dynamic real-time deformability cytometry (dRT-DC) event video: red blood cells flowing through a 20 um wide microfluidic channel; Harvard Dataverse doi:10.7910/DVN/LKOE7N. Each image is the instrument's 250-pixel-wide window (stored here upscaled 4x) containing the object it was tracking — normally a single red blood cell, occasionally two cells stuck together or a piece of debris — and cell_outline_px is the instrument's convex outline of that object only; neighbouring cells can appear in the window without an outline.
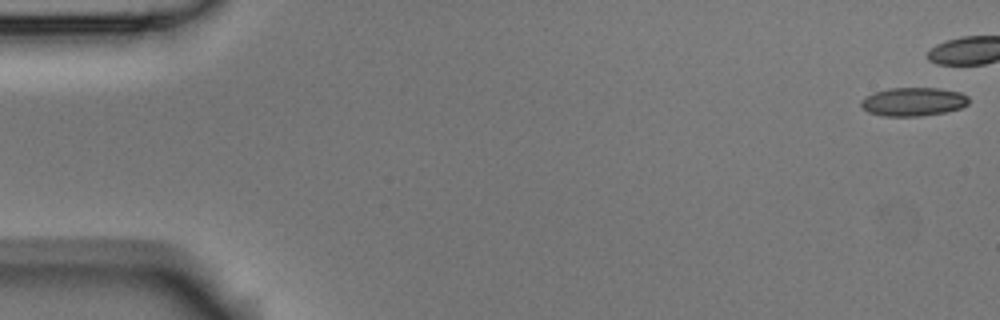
{"species": "Egyptian fruit bat (a non-hibernating species)", "species_latin": "Rousettus aegyptiacus", "temperature_condition": "room temperature", "stored_images_in_passage": 42, "camera_frame_rate_fps": 3000, "um_per_image_px": 0.085, "animal": {"sex": "male"}, "frame": {"image": 1, "passage_image": 1, "time_ms": 0.0, "image_size_px": [1000, 320], "cell_outline_px": [[968, 104], [960, 108], [944, 112], [920, 116], [884, 116], [868, 112], [860, 104], [860, 100], [872, 92], [888, 88], [936, 88], [960, 92], [968, 96]], "centroid_in_image_um": [77.6, 8.64], "position_along_channel_um": 7.4, "area_um2": 17.92}}
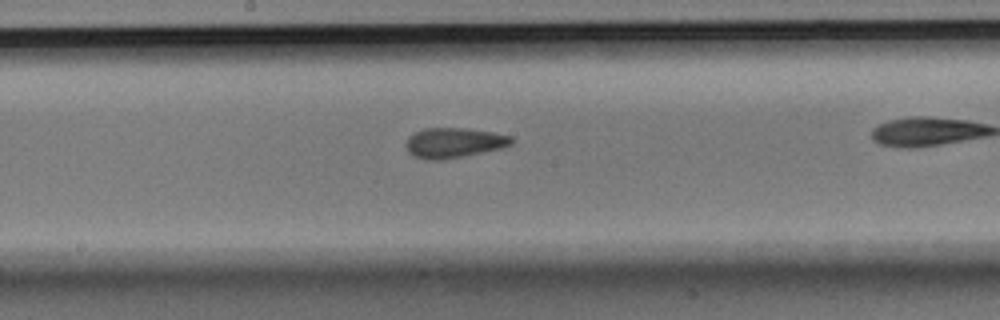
{"frame": {"image": 2, "passage_image": 28, "time_ms": 9.0, "image_size_px": [1000, 320], "cell_outline_px": [[516, 140], [512, 144], [500, 148], [464, 156], [440, 160], [424, 160], [412, 156], [408, 152], [404, 144], [408, 136], [412, 132], [424, 128], [468, 128], [492, 132], [512, 136]], "centroid_in_image_um": [38.53, 12.13], "position_along_channel_um": 209.7, "area_um2": 18.84}}
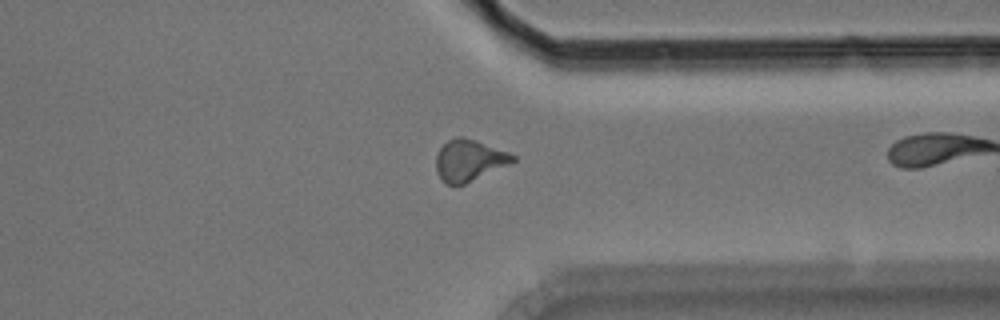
{"frame": {"image": 3, "passage_image": 41, "time_ms": 13.333, "image_size_px": [1000, 320], "cell_outline_px": [[516, 160], [508, 164], [464, 184], [444, 184], [436, 172], [436, 152], [448, 140], [456, 136], [464, 136], [476, 140], [508, 152], [516, 156]], "centroid_in_image_um": [39.83, 13.61], "position_along_channel_um": 371.6, "area_um2": 18.44}}